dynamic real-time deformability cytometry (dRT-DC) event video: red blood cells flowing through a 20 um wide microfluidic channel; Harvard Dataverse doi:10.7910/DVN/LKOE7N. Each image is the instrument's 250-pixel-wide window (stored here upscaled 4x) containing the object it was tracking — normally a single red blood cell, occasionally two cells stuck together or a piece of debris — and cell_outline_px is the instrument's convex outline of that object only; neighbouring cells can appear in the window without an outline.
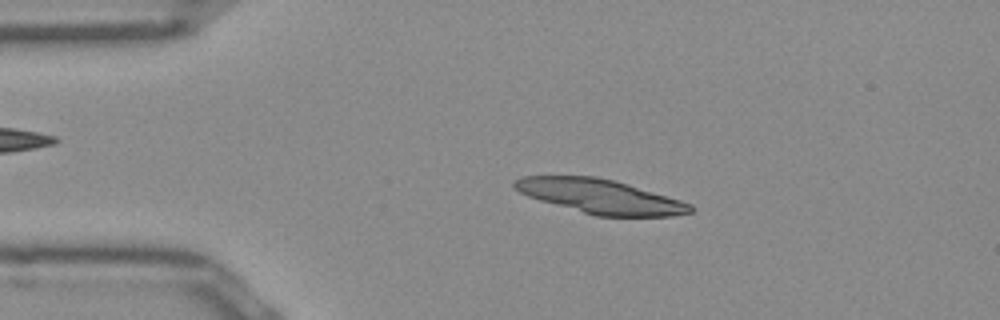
{"species": "Egyptian fruit bat (a non-hibernating species)", "species_latin": "Rousettus aegyptiacus", "temperature_condition": "room temperature", "stored_images_in_passage": 44, "segment_of_instrument_passage": [1, 2], "camera_frame_rate_fps": 3000, "um_per_image_px": 0.085, "frame": {"image": 1, "passage_image": 4, "time_ms": 1.0, "image_size_px": [1000, 320], "cell_outline_px": [[696, 208], [692, 212], [672, 216], [596, 216], [540, 200], [528, 196], [512, 188], [512, 180], [520, 176], [596, 176], [616, 180], [680, 200], [692, 204]], "centroid_in_image_um": [51.01, 16.68], "position_along_channel_um": 34.0, "area_um2": 35.14}}